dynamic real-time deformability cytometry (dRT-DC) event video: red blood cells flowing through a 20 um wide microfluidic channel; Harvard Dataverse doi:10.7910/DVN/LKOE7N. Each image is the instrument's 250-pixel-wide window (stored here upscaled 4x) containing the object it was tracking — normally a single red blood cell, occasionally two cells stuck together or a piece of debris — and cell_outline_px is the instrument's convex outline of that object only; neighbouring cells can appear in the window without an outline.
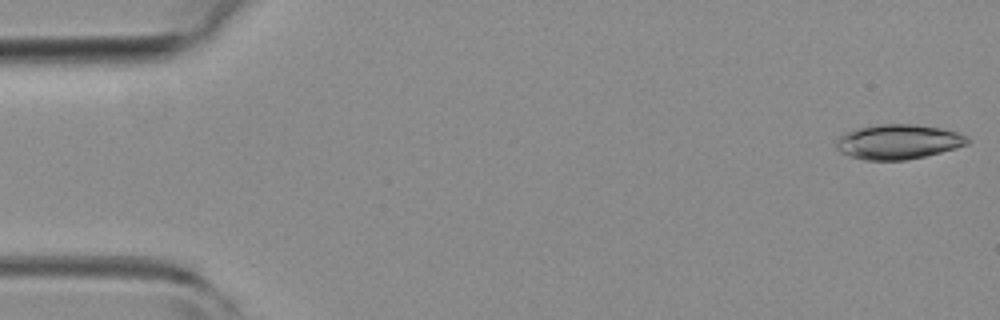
{"species": "common noctule bat (a hibernating species)", "species_latin": "Nyctalus noctula", "temperature_condition": "room temperature", "stored_images_in_passage": 50, "camera_frame_rate_fps": 3000, "um_per_image_px": 0.085, "animal": {"sex": "female", "body_mass_g": 19.3, "forearm_length_mm": 54.1}, "frame": {"image": 1, "passage_image": 1, "time_ms": 0.0, "image_size_px": [1000, 320], "cell_outline_px": [[972, 140], [968, 144], [956, 148], [924, 156], [904, 160], [864, 160], [848, 156], [840, 152], [836, 148], [836, 140], [844, 132], [860, 128], [880, 124], [916, 124], [940, 128], [956, 132], [968, 136]], "centroid_in_image_um": [76.35, 12.05], "position_along_channel_um": 8.7, "area_um2": 26.65}}
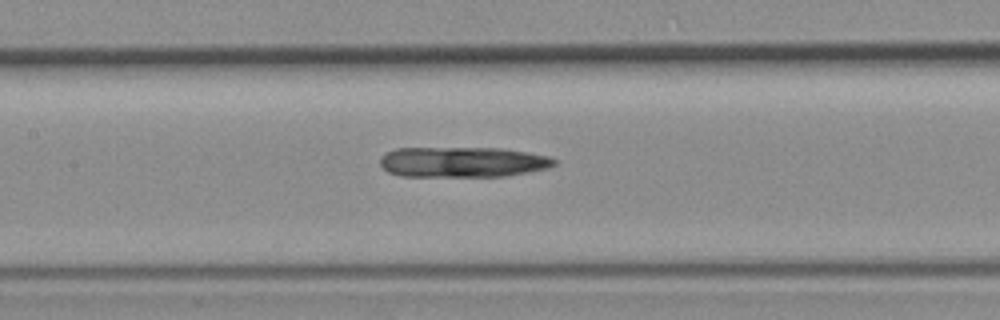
{"frame": {"image": 2, "passage_image": 23, "time_ms": 7.333, "image_size_px": [1000, 320], "cell_outline_px": [[556, 164], [548, 168], [528, 172], [504, 176], [400, 176], [388, 172], [380, 164], [380, 156], [396, 148], [500, 148], [548, 156], [556, 160]], "centroid_in_image_um": [39.3, 13.77], "position_along_channel_um": 168.1, "area_um2": 30.75}}
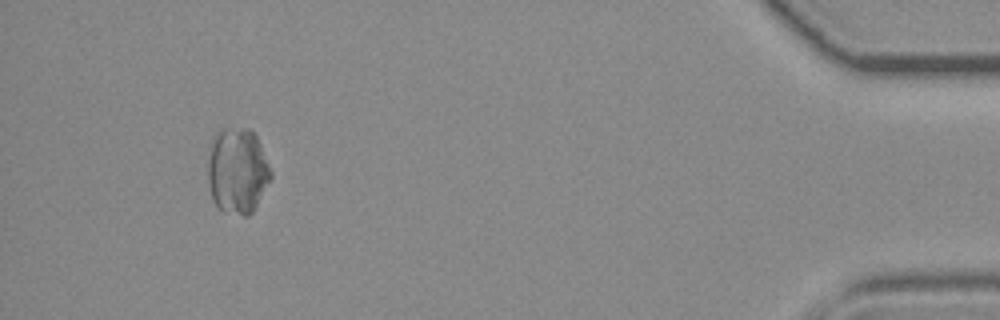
{"frame": {"image": 3, "passage_image": 47, "time_ms": 15.333, "image_size_px": [1000, 320], "cell_outline_px": [[272, 176], [252, 212], [248, 216], [244, 216], [224, 212], [216, 208], [212, 200], [208, 184], [208, 160], [212, 140], [216, 132], [224, 128], [248, 128], [256, 136], [260, 144], [272, 172]], "centroid_in_image_um": [20.16, 14.54], "position_along_channel_um": 415.0, "area_um2": 31.62}}